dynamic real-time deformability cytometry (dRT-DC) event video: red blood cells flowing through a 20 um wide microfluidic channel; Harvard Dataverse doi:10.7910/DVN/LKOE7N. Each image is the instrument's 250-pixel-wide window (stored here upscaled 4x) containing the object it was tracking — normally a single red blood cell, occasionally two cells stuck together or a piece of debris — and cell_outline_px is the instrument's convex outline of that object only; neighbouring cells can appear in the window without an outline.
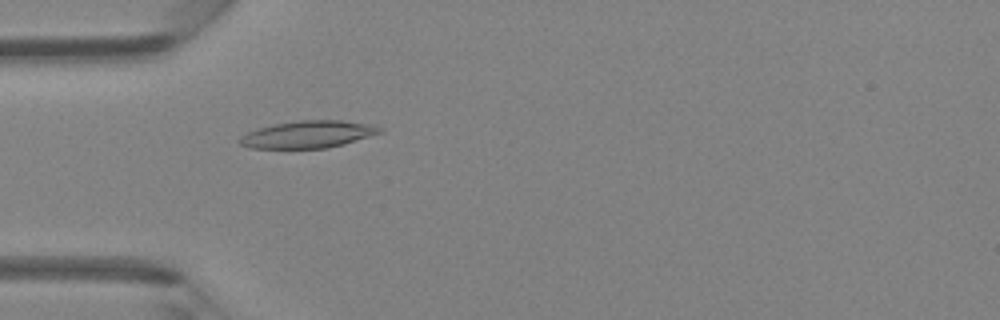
{"species": "Egyptian fruit bat (a non-hibernating species)", "species_latin": "Rousettus aegyptiacus", "temperature_condition": "room temperature", "stored_images_in_passage": 48, "camera_frame_rate_fps": 3000, "um_per_image_px": 0.085, "animal": {"sex": "female"}, "frame": {"image": 1, "passage_image": 15, "time_ms": 4.667, "image_size_px": [1000, 320], "cell_outline_px": [[384, 132], [344, 144], [328, 148], [248, 148], [240, 144], [236, 140], [240, 136], [248, 132], [260, 128], [276, 124], [300, 120], [340, 120], [372, 124], [384, 128]], "centroid_in_image_um": [26.22, 11.42], "position_along_channel_um": 58.8, "area_um2": 22.31}}
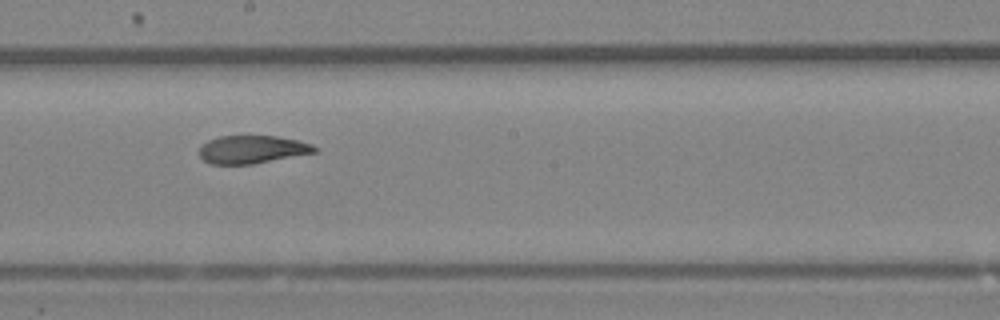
{"frame": {"image": 2, "passage_image": 27, "time_ms": 8.667, "image_size_px": [1000, 320], "cell_outline_px": [[316, 152], [252, 164], [208, 164], [200, 156], [200, 144], [208, 140], [220, 136], [276, 136], [296, 140], [312, 144], [316, 148]], "centroid_in_image_um": [21.38, 12.7], "position_along_channel_um": 226.8, "area_um2": 18.67}}
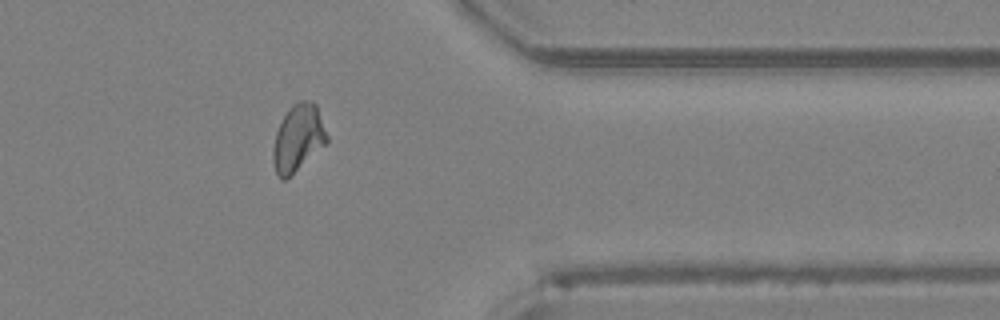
{"frame": {"image": 3, "passage_image": 39, "time_ms": 12.667, "image_size_px": [1000, 320], "cell_outline_px": [[328, 144], [284, 180], [280, 180], [276, 172], [272, 160], [272, 152], [276, 132], [284, 116], [292, 104], [300, 100], [312, 100], [316, 104], [328, 136]], "centroid_in_image_um": [25.35, 11.73], "position_along_channel_um": 386.0, "area_um2": 21.04}, "authors_computed_cell_mechanics": {"area_um2": 20.9525, "velocity_mm_per_s": 4.2999, "shape_relaxation_time_tau1_ms": 7.0053, "shape_relaxation_time_tau2_ms": 1.4105, "deformation_change_tau1": 0.211, "deformation_change_tau2": 0.077}}